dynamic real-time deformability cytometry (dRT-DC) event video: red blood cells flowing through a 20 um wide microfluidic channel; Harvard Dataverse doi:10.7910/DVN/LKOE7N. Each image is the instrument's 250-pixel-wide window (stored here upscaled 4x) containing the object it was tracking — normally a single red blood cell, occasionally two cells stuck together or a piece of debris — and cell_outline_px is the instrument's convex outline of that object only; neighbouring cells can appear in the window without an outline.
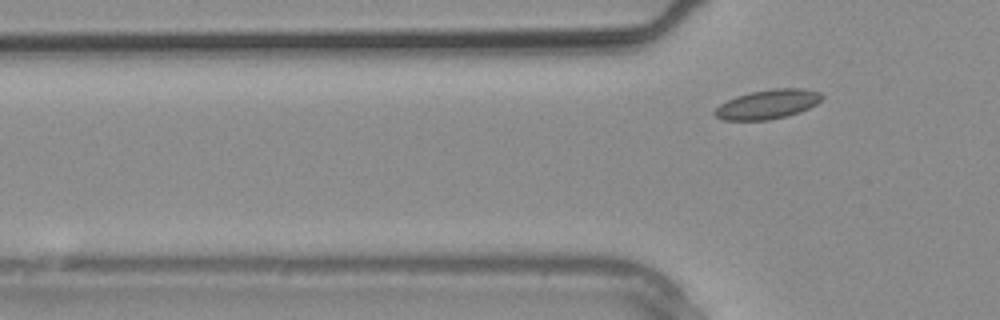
{"species": "common noctule bat (a hibernating species)", "species_latin": "Nyctalus noctula", "temperature_condition": "warm", "stored_images_in_passage": 2, "camera_frame_rate_fps": 3000, "um_per_image_px": 0.085, "animal": {"sex": "male", "body_mass_g": 20.4}, "frame": {"image": 1, "passage_image": 2, "time_ms": 0.333, "image_size_px": [1000, 320], "cell_outline_px": [[824, 96], [816, 104], [800, 112], [768, 120], [724, 120], [716, 116], [712, 112], [720, 104], [736, 96], [752, 92], [772, 88], [804, 88], [820, 92]], "centroid_in_image_um": [65.26, 8.85], "position_along_channel_um": 60.5, "area_um2": 18.21}}